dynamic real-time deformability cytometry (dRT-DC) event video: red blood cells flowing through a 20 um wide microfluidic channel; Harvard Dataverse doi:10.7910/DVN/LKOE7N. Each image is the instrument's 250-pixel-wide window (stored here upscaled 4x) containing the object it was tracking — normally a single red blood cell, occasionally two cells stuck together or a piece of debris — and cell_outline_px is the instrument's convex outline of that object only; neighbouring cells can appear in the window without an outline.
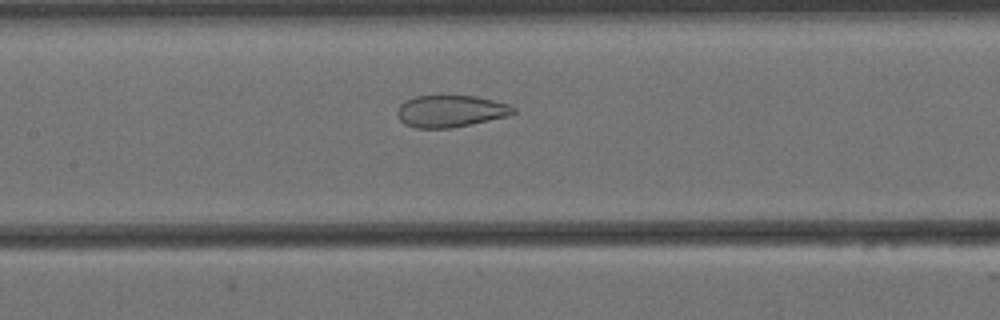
{"species": "Egyptian fruit bat (a non-hibernating species)", "species_latin": "Rousettus aegyptiacus", "temperature_condition": "cold", "stored_images_in_passage": 42, "camera_frame_rate_fps": 3000, "um_per_image_px": 0.085, "animal": {"sex": "female"}, "frame": {"image": 1, "passage_image": 10, "time_ms": 3.0, "image_size_px": [1000, 320], "cell_outline_px": [[516, 112], [504, 116], [488, 120], [452, 128], [416, 128], [404, 124], [400, 120], [396, 112], [400, 104], [404, 100], [416, 96], [476, 96], [508, 104], [516, 108]], "centroid_in_image_um": [38.25, 9.45], "position_along_channel_um": 169.1, "area_um2": 21.44}}
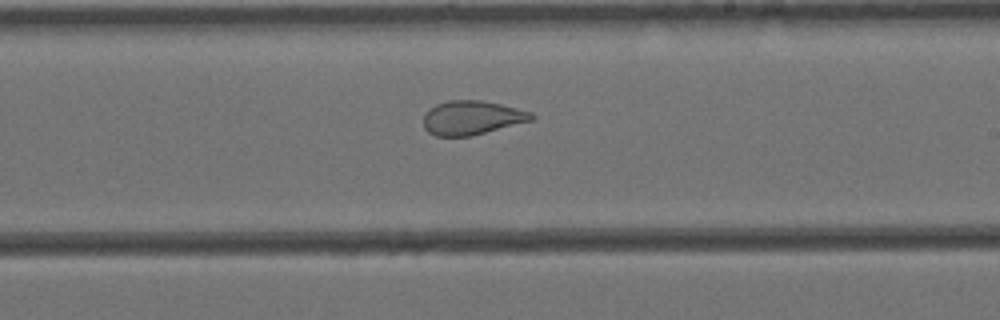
{"frame": {"image": 2, "passage_image": 17, "time_ms": 5.333, "image_size_px": [1000, 320], "cell_outline_px": [[536, 116], [532, 120], [472, 136], [436, 136], [428, 132], [424, 128], [424, 116], [436, 104], [448, 100], [480, 100], [500, 104], [532, 112]], "centroid_in_image_um": [40.12, 10.01], "position_along_channel_um": 248.9, "area_um2": 21.27}}
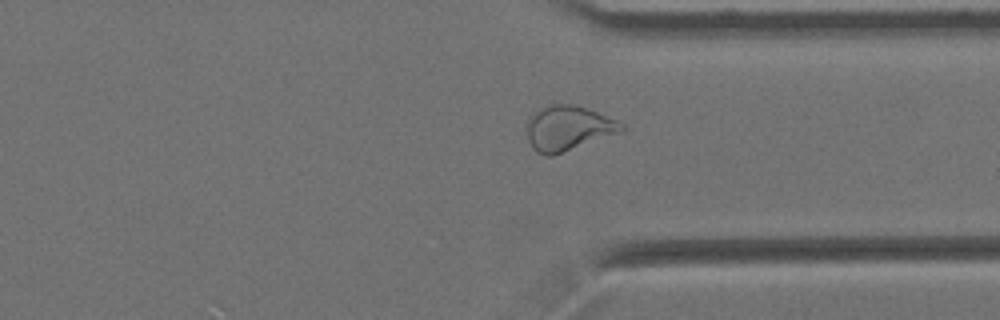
{"frame": {"image": 3, "passage_image": 27, "time_ms": 8.667, "image_size_px": [1000, 320], "cell_outline_px": [[624, 128], [620, 132], [552, 156], [544, 156], [536, 152], [532, 148], [528, 140], [528, 120], [540, 108], [548, 104], [576, 104], [588, 108], [620, 120], [624, 124]], "centroid_in_image_um": [48.31, 10.88], "position_along_channel_um": 363.1, "area_um2": 24.8}, "authors_computed_cell_mechanics": {"area_um2": 24.1026, "velocity_mm_per_s": 3.4413, "shape_relaxation_time_tau1_ms": null, "shape_relaxation_time_tau2_ms": 1.6358, "deformation_change_tau1": null, "deformation_change_tau2": 0.071}}